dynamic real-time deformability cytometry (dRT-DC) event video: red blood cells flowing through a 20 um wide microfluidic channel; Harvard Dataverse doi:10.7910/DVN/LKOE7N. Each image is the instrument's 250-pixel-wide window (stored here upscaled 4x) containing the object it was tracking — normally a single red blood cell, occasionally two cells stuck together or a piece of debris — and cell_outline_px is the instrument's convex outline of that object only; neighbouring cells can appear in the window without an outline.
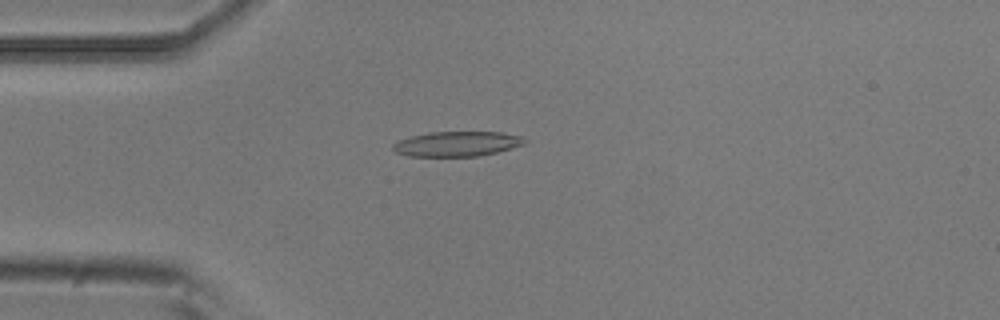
{"species": "common noctule bat (a hibernating species)", "species_latin": "Nyctalus noctula", "temperature_condition": "room temperature", "stored_images_in_passage": 4, "camera_frame_rate_fps": 3000, "um_per_image_px": 0.085, "animal": {"sex": "male", "body_mass_g": 20.5, "forearm_length_mm": 52.5}, "frame": {"image": 1, "passage_image": 4, "time_ms": 1.0, "image_size_px": [1000, 320], "cell_outline_px": [[528, 140], [524, 144], [496, 152], [476, 156], [408, 156], [396, 152], [392, 148], [392, 144], [400, 140], [412, 136], [428, 132], [500, 132], [524, 136]], "centroid_in_image_um": [38.86, 12.22], "position_along_channel_um": 46.1, "area_um2": 19.07}}